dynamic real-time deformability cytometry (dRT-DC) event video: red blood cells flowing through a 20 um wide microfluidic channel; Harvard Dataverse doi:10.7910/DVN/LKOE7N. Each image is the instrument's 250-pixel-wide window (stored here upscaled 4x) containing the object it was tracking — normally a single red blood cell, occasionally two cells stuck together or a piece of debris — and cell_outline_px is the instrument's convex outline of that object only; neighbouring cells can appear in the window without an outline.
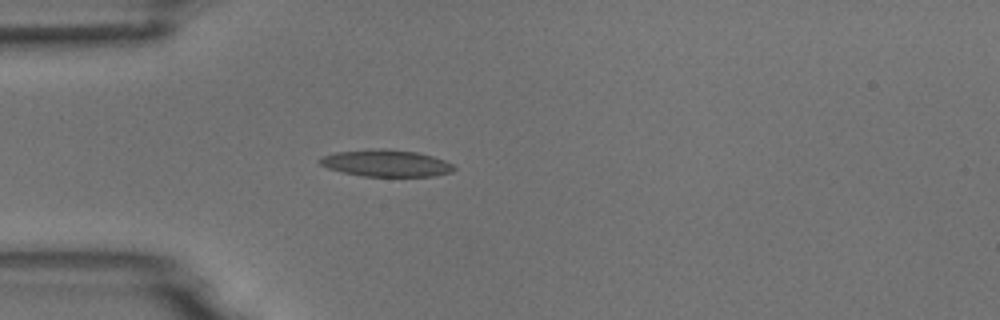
{"species": "common noctule bat (a hibernating species)", "species_latin": "Nyctalus noctula", "temperature_condition": "room temperature", "stored_images_in_passage": 5, "camera_frame_rate_fps": 3000, "um_per_image_px": 0.085, "animal": {"sex": "male", "body_mass_g": 18.8}, "frame": {"image": 1, "passage_image": 5, "time_ms": 1.333, "image_size_px": [1000, 320], "cell_outline_px": [[456, 168], [452, 172], [436, 176], [364, 176], [344, 172], [328, 168], [320, 164], [316, 160], [324, 156], [336, 152], [384, 148], [416, 152], [432, 156], [444, 160], [452, 164]], "centroid_in_image_um": [32.84, 13.87], "position_along_channel_um": 52.2, "area_um2": 20.81}}